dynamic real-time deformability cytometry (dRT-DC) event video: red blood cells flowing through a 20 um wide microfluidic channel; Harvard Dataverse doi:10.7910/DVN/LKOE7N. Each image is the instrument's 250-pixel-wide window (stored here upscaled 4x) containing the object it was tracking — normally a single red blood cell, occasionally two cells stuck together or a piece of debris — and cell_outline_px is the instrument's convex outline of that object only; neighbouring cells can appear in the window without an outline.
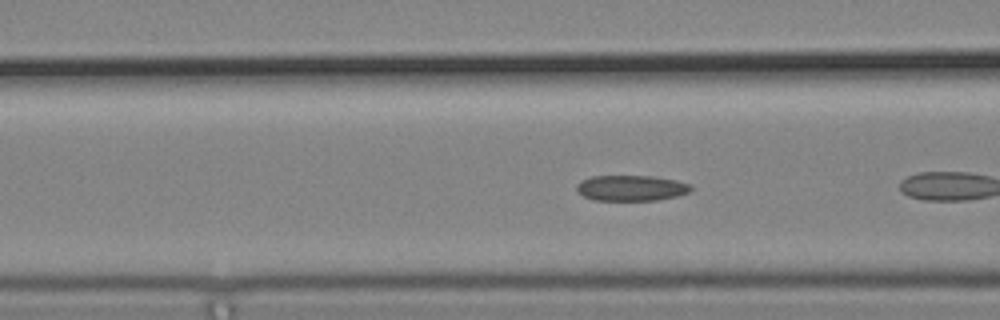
{"species": "common noctule bat (a hibernating species)", "species_latin": "Nyctalus noctula", "temperature_condition": "cold", "stored_images_in_passage": 14, "camera_frame_rate_fps": 3000, "um_per_image_px": 0.085, "animal": {"sex": "male", "body_mass_g": 19.2, "forearm_length_mm": 51.8}, "frame": {"image": 1, "passage_image": 5, "time_ms": 1.333, "image_size_px": [1000, 320], "cell_outline_px": [[692, 188], [688, 192], [676, 196], [660, 200], [592, 200], [584, 196], [576, 188], [576, 184], [580, 180], [592, 176], [652, 176], [676, 180], [692, 184]], "centroid_in_image_um": [53.65, 15.98], "position_along_channel_um": 112.9, "area_um2": 17.11}}